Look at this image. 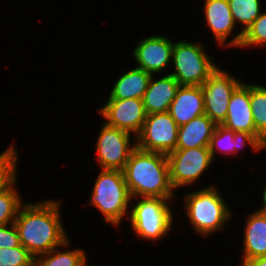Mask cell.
Here are the masks:
<instances>
[{"label": "cell", "instance_id": "6da1fadb", "mask_svg": "<svg viewBox=\"0 0 266 266\" xmlns=\"http://www.w3.org/2000/svg\"><path fill=\"white\" fill-rule=\"evenodd\" d=\"M61 203L47 199L21 205L14 225L20 244L33 257L48 253L69 239L61 219Z\"/></svg>", "mask_w": 266, "mask_h": 266}, {"label": "cell", "instance_id": "7a4b0ae2", "mask_svg": "<svg viewBox=\"0 0 266 266\" xmlns=\"http://www.w3.org/2000/svg\"><path fill=\"white\" fill-rule=\"evenodd\" d=\"M123 174L132 198L176 197L170 182L166 154L144 151L136 147L128 158Z\"/></svg>", "mask_w": 266, "mask_h": 266}, {"label": "cell", "instance_id": "3957f363", "mask_svg": "<svg viewBox=\"0 0 266 266\" xmlns=\"http://www.w3.org/2000/svg\"><path fill=\"white\" fill-rule=\"evenodd\" d=\"M216 186L210 184L183 196L188 222L193 231L203 237L221 232L233 216L224 196Z\"/></svg>", "mask_w": 266, "mask_h": 266}, {"label": "cell", "instance_id": "277c9868", "mask_svg": "<svg viewBox=\"0 0 266 266\" xmlns=\"http://www.w3.org/2000/svg\"><path fill=\"white\" fill-rule=\"evenodd\" d=\"M100 170L93 185L89 203L103 214L104 222L119 227L122 220H127L129 217V204L132 197L123 171Z\"/></svg>", "mask_w": 266, "mask_h": 266}, {"label": "cell", "instance_id": "5b68a950", "mask_svg": "<svg viewBox=\"0 0 266 266\" xmlns=\"http://www.w3.org/2000/svg\"><path fill=\"white\" fill-rule=\"evenodd\" d=\"M173 200L161 197L132 198L133 206L131 205L128 220L136 237L147 242H158L168 236L174 224L171 210L173 206L169 205Z\"/></svg>", "mask_w": 266, "mask_h": 266}, {"label": "cell", "instance_id": "8992f818", "mask_svg": "<svg viewBox=\"0 0 266 266\" xmlns=\"http://www.w3.org/2000/svg\"><path fill=\"white\" fill-rule=\"evenodd\" d=\"M204 44L174 41L171 74L179 86H201L219 67L214 58L205 52Z\"/></svg>", "mask_w": 266, "mask_h": 266}, {"label": "cell", "instance_id": "52a82bcc", "mask_svg": "<svg viewBox=\"0 0 266 266\" xmlns=\"http://www.w3.org/2000/svg\"><path fill=\"white\" fill-rule=\"evenodd\" d=\"M167 158L174 190L192 187L214 163L209 147L175 149L167 154Z\"/></svg>", "mask_w": 266, "mask_h": 266}, {"label": "cell", "instance_id": "ba28073f", "mask_svg": "<svg viewBox=\"0 0 266 266\" xmlns=\"http://www.w3.org/2000/svg\"><path fill=\"white\" fill-rule=\"evenodd\" d=\"M99 131L95 145L97 166L101 169L123 171L128 158L137 147L136 138L133 139L134 135L105 122Z\"/></svg>", "mask_w": 266, "mask_h": 266}, {"label": "cell", "instance_id": "9c48e42d", "mask_svg": "<svg viewBox=\"0 0 266 266\" xmlns=\"http://www.w3.org/2000/svg\"><path fill=\"white\" fill-rule=\"evenodd\" d=\"M220 67L201 85L205 115L217 125H221L226 119L230 97L243 82Z\"/></svg>", "mask_w": 266, "mask_h": 266}, {"label": "cell", "instance_id": "30bf717a", "mask_svg": "<svg viewBox=\"0 0 266 266\" xmlns=\"http://www.w3.org/2000/svg\"><path fill=\"white\" fill-rule=\"evenodd\" d=\"M178 128L168 112L147 115L143 128L136 137L137 147L167 155L176 149Z\"/></svg>", "mask_w": 266, "mask_h": 266}, {"label": "cell", "instance_id": "8fae6325", "mask_svg": "<svg viewBox=\"0 0 266 266\" xmlns=\"http://www.w3.org/2000/svg\"><path fill=\"white\" fill-rule=\"evenodd\" d=\"M101 105L97 112L107 125L124 130L135 138L140 134L147 116L142 99H108Z\"/></svg>", "mask_w": 266, "mask_h": 266}, {"label": "cell", "instance_id": "7c38bea8", "mask_svg": "<svg viewBox=\"0 0 266 266\" xmlns=\"http://www.w3.org/2000/svg\"><path fill=\"white\" fill-rule=\"evenodd\" d=\"M174 42L164 35H151L139 40L133 51V57L141 68L152 75L162 74L172 64Z\"/></svg>", "mask_w": 266, "mask_h": 266}, {"label": "cell", "instance_id": "4fadbf2b", "mask_svg": "<svg viewBox=\"0 0 266 266\" xmlns=\"http://www.w3.org/2000/svg\"><path fill=\"white\" fill-rule=\"evenodd\" d=\"M233 132L252 134L263 146L264 139L256 132L250 102V83L242 82L232 93L226 119L221 124Z\"/></svg>", "mask_w": 266, "mask_h": 266}, {"label": "cell", "instance_id": "5bb4252c", "mask_svg": "<svg viewBox=\"0 0 266 266\" xmlns=\"http://www.w3.org/2000/svg\"><path fill=\"white\" fill-rule=\"evenodd\" d=\"M205 23L209 26L208 31H212L218 47L229 48L228 38L238 29L233 19L228 0H204ZM236 27V29H235Z\"/></svg>", "mask_w": 266, "mask_h": 266}, {"label": "cell", "instance_id": "9a60e30c", "mask_svg": "<svg viewBox=\"0 0 266 266\" xmlns=\"http://www.w3.org/2000/svg\"><path fill=\"white\" fill-rule=\"evenodd\" d=\"M168 113L178 126L187 124L195 117L205 114L201 86H179Z\"/></svg>", "mask_w": 266, "mask_h": 266}, {"label": "cell", "instance_id": "2e32d148", "mask_svg": "<svg viewBox=\"0 0 266 266\" xmlns=\"http://www.w3.org/2000/svg\"><path fill=\"white\" fill-rule=\"evenodd\" d=\"M152 75L148 88L142 98L147 115L168 112L179 88L177 80L169 74L161 78Z\"/></svg>", "mask_w": 266, "mask_h": 266}, {"label": "cell", "instance_id": "e0dca14e", "mask_svg": "<svg viewBox=\"0 0 266 266\" xmlns=\"http://www.w3.org/2000/svg\"><path fill=\"white\" fill-rule=\"evenodd\" d=\"M250 146L252 151L261 152L265 147L252 135L247 132H233L222 125H217L209 145L213 160L216 154L237 155L245 146ZM217 151V153H216Z\"/></svg>", "mask_w": 266, "mask_h": 266}, {"label": "cell", "instance_id": "ac0fdd59", "mask_svg": "<svg viewBox=\"0 0 266 266\" xmlns=\"http://www.w3.org/2000/svg\"><path fill=\"white\" fill-rule=\"evenodd\" d=\"M243 231V255L239 266L257 257L266 256V214L250 212Z\"/></svg>", "mask_w": 266, "mask_h": 266}, {"label": "cell", "instance_id": "d6986e66", "mask_svg": "<svg viewBox=\"0 0 266 266\" xmlns=\"http://www.w3.org/2000/svg\"><path fill=\"white\" fill-rule=\"evenodd\" d=\"M217 124L203 114L179 126L176 149L209 147Z\"/></svg>", "mask_w": 266, "mask_h": 266}, {"label": "cell", "instance_id": "ffe728a7", "mask_svg": "<svg viewBox=\"0 0 266 266\" xmlns=\"http://www.w3.org/2000/svg\"><path fill=\"white\" fill-rule=\"evenodd\" d=\"M152 74L145 72L141 68L133 67L122 74L109 93L108 99H142L146 92Z\"/></svg>", "mask_w": 266, "mask_h": 266}, {"label": "cell", "instance_id": "44dd1931", "mask_svg": "<svg viewBox=\"0 0 266 266\" xmlns=\"http://www.w3.org/2000/svg\"><path fill=\"white\" fill-rule=\"evenodd\" d=\"M231 14L236 25H241L242 30L229 40V47H240L243 34L263 12L261 0H228Z\"/></svg>", "mask_w": 266, "mask_h": 266}, {"label": "cell", "instance_id": "7402d4cb", "mask_svg": "<svg viewBox=\"0 0 266 266\" xmlns=\"http://www.w3.org/2000/svg\"><path fill=\"white\" fill-rule=\"evenodd\" d=\"M69 241L70 239L48 253L34 257L33 266H85L88 263L87 252L78 247L73 250H65L64 248L71 244ZM60 248L64 250L62 251Z\"/></svg>", "mask_w": 266, "mask_h": 266}, {"label": "cell", "instance_id": "603a6c76", "mask_svg": "<svg viewBox=\"0 0 266 266\" xmlns=\"http://www.w3.org/2000/svg\"><path fill=\"white\" fill-rule=\"evenodd\" d=\"M250 102L256 132L266 139V86L250 83Z\"/></svg>", "mask_w": 266, "mask_h": 266}, {"label": "cell", "instance_id": "cb8c5ba5", "mask_svg": "<svg viewBox=\"0 0 266 266\" xmlns=\"http://www.w3.org/2000/svg\"><path fill=\"white\" fill-rule=\"evenodd\" d=\"M16 185L17 179L6 190L0 192V226L14 223L24 203Z\"/></svg>", "mask_w": 266, "mask_h": 266}, {"label": "cell", "instance_id": "d4e9b609", "mask_svg": "<svg viewBox=\"0 0 266 266\" xmlns=\"http://www.w3.org/2000/svg\"><path fill=\"white\" fill-rule=\"evenodd\" d=\"M12 143L0 153V192L6 190L16 179L18 169V152Z\"/></svg>", "mask_w": 266, "mask_h": 266}, {"label": "cell", "instance_id": "484cf974", "mask_svg": "<svg viewBox=\"0 0 266 266\" xmlns=\"http://www.w3.org/2000/svg\"><path fill=\"white\" fill-rule=\"evenodd\" d=\"M266 46V10L252 23L243 34L241 49Z\"/></svg>", "mask_w": 266, "mask_h": 266}, {"label": "cell", "instance_id": "4316f807", "mask_svg": "<svg viewBox=\"0 0 266 266\" xmlns=\"http://www.w3.org/2000/svg\"><path fill=\"white\" fill-rule=\"evenodd\" d=\"M34 257L22 245L0 248V266H33Z\"/></svg>", "mask_w": 266, "mask_h": 266}, {"label": "cell", "instance_id": "83f0119b", "mask_svg": "<svg viewBox=\"0 0 266 266\" xmlns=\"http://www.w3.org/2000/svg\"><path fill=\"white\" fill-rule=\"evenodd\" d=\"M20 245L18 231L14 223L0 226V248H14Z\"/></svg>", "mask_w": 266, "mask_h": 266}, {"label": "cell", "instance_id": "f1b7e54d", "mask_svg": "<svg viewBox=\"0 0 266 266\" xmlns=\"http://www.w3.org/2000/svg\"><path fill=\"white\" fill-rule=\"evenodd\" d=\"M243 266H266V256L249 260Z\"/></svg>", "mask_w": 266, "mask_h": 266}, {"label": "cell", "instance_id": "f546056e", "mask_svg": "<svg viewBox=\"0 0 266 266\" xmlns=\"http://www.w3.org/2000/svg\"><path fill=\"white\" fill-rule=\"evenodd\" d=\"M261 194H262L261 201H262L263 204H262V206L260 208H258V211L260 213L266 214V185L264 186L263 191H262Z\"/></svg>", "mask_w": 266, "mask_h": 266}, {"label": "cell", "instance_id": "4dcf8cb0", "mask_svg": "<svg viewBox=\"0 0 266 266\" xmlns=\"http://www.w3.org/2000/svg\"><path fill=\"white\" fill-rule=\"evenodd\" d=\"M264 147H265V150H266V139L264 140Z\"/></svg>", "mask_w": 266, "mask_h": 266}]
</instances>
